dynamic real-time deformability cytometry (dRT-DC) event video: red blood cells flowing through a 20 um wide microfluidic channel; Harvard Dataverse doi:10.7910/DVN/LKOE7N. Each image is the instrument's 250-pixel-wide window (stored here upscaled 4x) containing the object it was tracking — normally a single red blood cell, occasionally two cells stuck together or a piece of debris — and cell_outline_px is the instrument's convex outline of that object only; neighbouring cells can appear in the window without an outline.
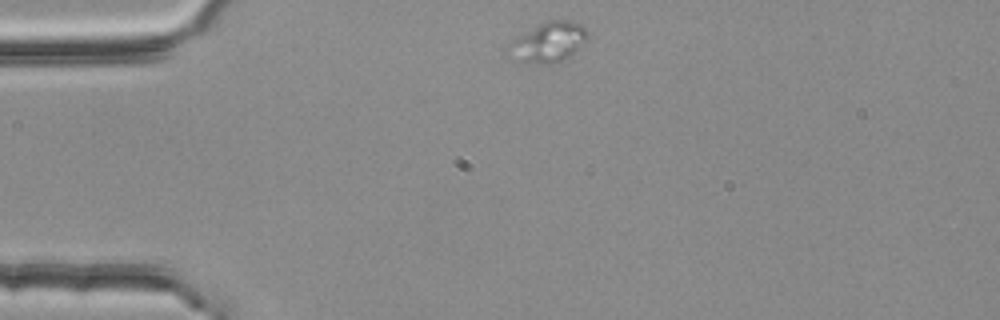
{"species": "common noctule bat (a hibernating species)", "species_latin": "Nyctalus noctula", "temperature_condition": "room temperature", "stored_images_in_passage": 2, "camera_frame_rate_fps": 3000, "um_per_image_px": 0.085, "animal": {"sex": "female", "body_mass_g": 25.1}, "frame": {"image": 1, "passage_image": 1, "time_ms": 0.0, "image_size_px": [1000, 320], "cell_outline_px": [[588, 40], [572, 56], [548, 64], [540, 64], [520, 60], [508, 44], [512, 40], [540, 24], [548, 20], [568, 20], [580, 24], [588, 32]], "centroid_in_image_um": [46.74, 3.56], "position_along_channel_um": 38.3, "area_um2": 17.74}}